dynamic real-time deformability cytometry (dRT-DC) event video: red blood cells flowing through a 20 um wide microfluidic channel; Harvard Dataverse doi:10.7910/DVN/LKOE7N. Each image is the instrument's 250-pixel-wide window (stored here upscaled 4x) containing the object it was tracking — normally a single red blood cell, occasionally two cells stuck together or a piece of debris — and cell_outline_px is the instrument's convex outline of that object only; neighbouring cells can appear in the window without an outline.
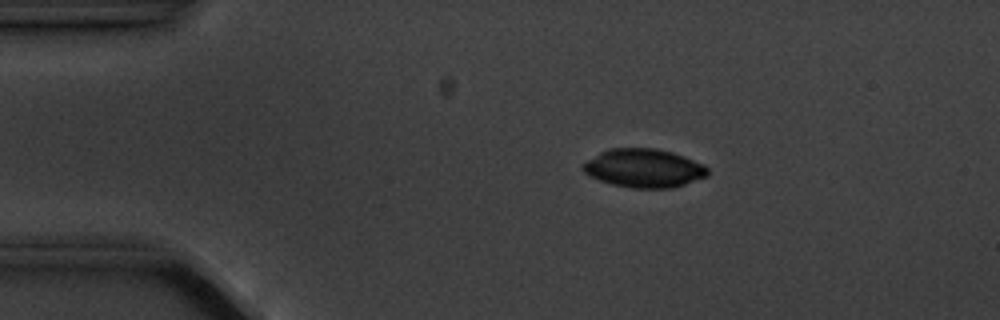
{"species": "common noctule bat (a hibernating species)", "species_latin": "Nyctalus noctula", "temperature_condition": "cold", "stored_images_in_passage": 6, "camera_frame_rate_fps": 3000, "um_per_image_px": 0.085, "animal": {"sex": "male", "body_mass_g": 20.1, "forearm_length_mm": 53.5}, "frame": {"image": 1, "passage_image": 3, "time_ms": 3.0, "image_size_px": [1000, 320], "cell_outline_px": [[708, 176], [672, 188], [632, 188], [612, 184], [600, 180], [584, 172], [580, 168], [580, 164], [600, 152], [612, 148], [656, 148], [672, 152], [704, 164], [708, 168]], "centroid_in_image_um": [54.72, 14.29], "position_along_channel_um": 30.3, "area_um2": 28.03}}